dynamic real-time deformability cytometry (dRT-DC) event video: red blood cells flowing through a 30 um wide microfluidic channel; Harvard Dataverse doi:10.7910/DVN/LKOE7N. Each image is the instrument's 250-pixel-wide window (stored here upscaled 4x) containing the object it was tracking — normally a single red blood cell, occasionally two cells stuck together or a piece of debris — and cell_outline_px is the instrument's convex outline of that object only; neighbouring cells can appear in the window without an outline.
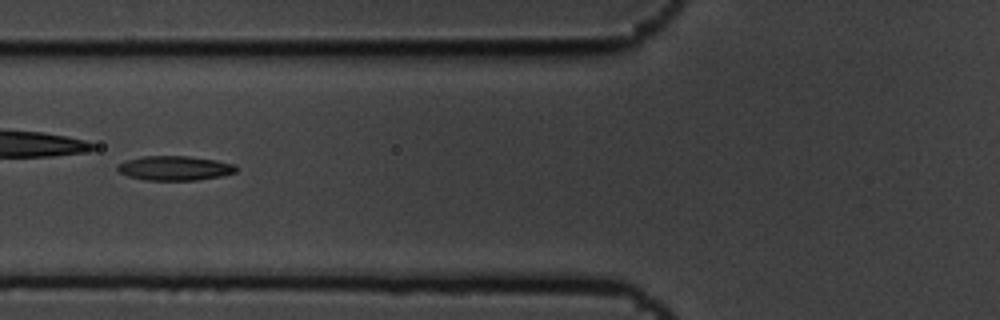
{"species": "common noctule bat (a hibernating species)", "species_latin": "Nyctalus noctula", "temperature_condition": "cold", "stored_images_in_passage": 9, "camera_frame_rate_fps": 3000, "um_per_image_px": 0.085, "animal": {"sex": "male", "body_mass_g": 19.5, "forearm_length_mm": 54.6}, "frame": {"image": 1, "passage_image": 6, "time_ms": 1.667, "image_size_px": [1000, 320], "cell_outline_px": [[236, 172], [220, 176], [196, 180], [144, 180], [128, 176], [120, 172], [116, 168], [116, 164], [128, 160], [144, 156], [188, 156], [216, 160], [236, 164]], "centroid_in_image_um": [14.85, 14.29], "position_along_channel_um": 111.0, "area_um2": 16.88}}
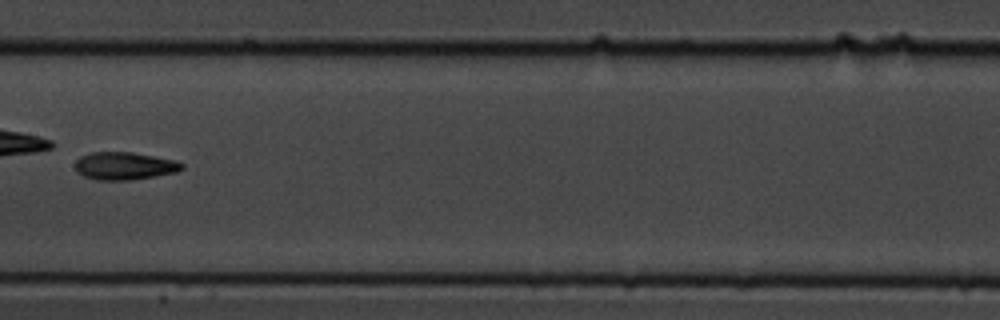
{"frame": {"image": 2, "passage_image": 8, "time_ms": 2.333, "image_size_px": [1000, 320], "cell_outline_px": [[184, 168], [176, 172], [132, 180], [96, 180], [84, 176], [76, 172], [76, 160], [80, 156], [92, 152], [132, 152], [176, 160], [184, 164]], "centroid_in_image_um": [10.58, 14.1], "position_along_channel_um": 196.8, "area_um2": 17.28}}
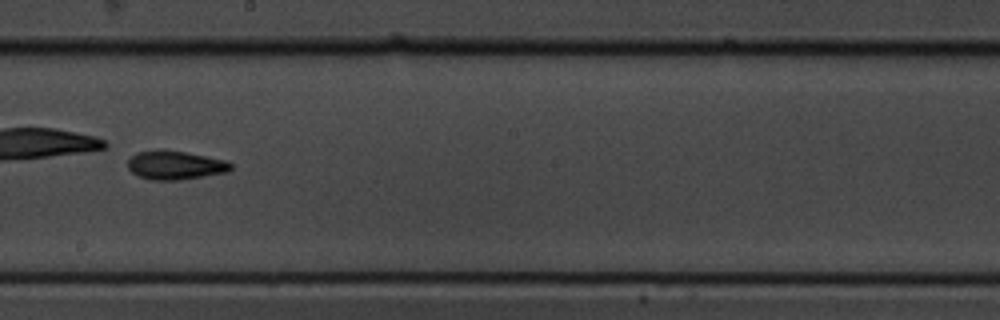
{"frame": {"image": 3, "passage_image": 9, "time_ms": 2.667, "image_size_px": [1000, 320], "cell_outline_px": [[232, 168], [228, 172], [180, 180], [152, 180], [136, 176], [128, 168], [128, 160], [136, 152], [184, 152], [228, 160], [232, 164]], "centroid_in_image_um": [14.93, 14.08], "position_along_channel_um": 233.3, "area_um2": 16.88}}